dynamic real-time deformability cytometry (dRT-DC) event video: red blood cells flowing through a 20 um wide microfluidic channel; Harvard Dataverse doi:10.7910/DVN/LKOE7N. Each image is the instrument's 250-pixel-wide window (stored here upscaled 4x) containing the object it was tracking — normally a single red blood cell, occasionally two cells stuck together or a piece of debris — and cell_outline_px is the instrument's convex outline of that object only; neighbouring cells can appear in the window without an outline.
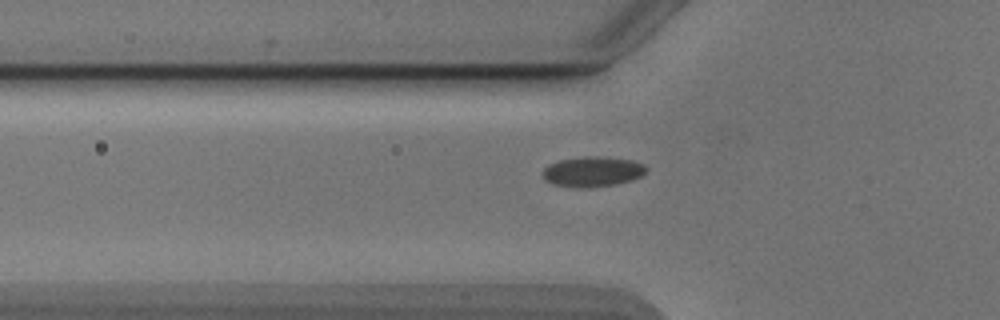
{"species": "Egyptian fruit bat (a non-hibernating species)", "species_latin": "Rousettus aegyptiacus", "temperature_condition": "cold", "stored_images_in_passage": 40, "camera_frame_rate_fps": 3000, "um_per_image_px": 0.085, "animal": {"sex": "male"}, "frame": {"image": 1, "passage_image": 10, "time_ms": 3.0, "image_size_px": [1000, 320], "cell_outline_px": [[648, 168], [640, 176], [632, 180], [616, 184], [588, 188], [576, 188], [552, 184], [544, 180], [544, 168], [548, 164], [560, 160], [584, 156], [592, 156], [632, 160], [644, 164]], "centroid_in_image_um": [50.35, 14.6], "position_along_channel_um": 75.5, "area_um2": 18.21}}
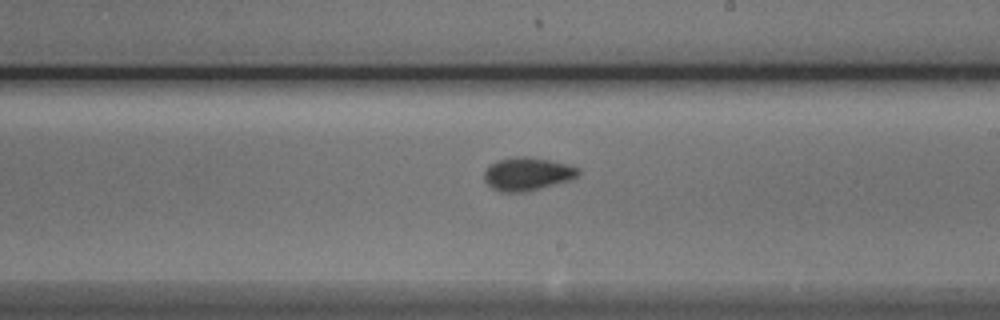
{"frame": {"image": 2, "passage_image": 23, "time_ms": 7.333, "image_size_px": [1000, 320], "cell_outline_px": [[580, 172], [576, 176], [568, 180], [540, 188], [524, 192], [500, 192], [492, 188], [484, 180], [484, 172], [496, 160], [516, 156], [528, 156], [568, 164], [580, 168]], "centroid_in_image_um": [44.8, 14.77], "position_along_channel_um": 244.2, "area_um2": 18.03}}
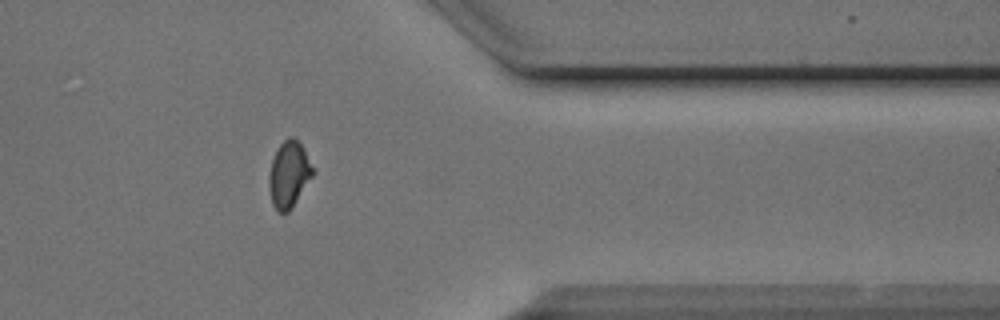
{"frame": {"image": 3, "passage_image": 35, "time_ms": 11.333, "image_size_px": [1000, 320], "cell_outline_px": [[316, 172], [288, 212], [276, 212], [272, 204], [268, 180], [272, 160], [280, 144], [288, 136], [292, 136], [304, 148]], "centroid_in_image_um": [24.58, 14.82], "position_along_channel_um": 386.8, "area_um2": 16.88}, "authors_computed_cell_mechanics": {"area_um2": 17.3111, "velocity_mm_per_s": 3.8846, "shape_relaxation_time_tau1_ms": 6.5342, "shape_relaxation_time_tau2_ms": null, "deformation_change_tau1": 0.1069, "deformation_change_tau2": null}}